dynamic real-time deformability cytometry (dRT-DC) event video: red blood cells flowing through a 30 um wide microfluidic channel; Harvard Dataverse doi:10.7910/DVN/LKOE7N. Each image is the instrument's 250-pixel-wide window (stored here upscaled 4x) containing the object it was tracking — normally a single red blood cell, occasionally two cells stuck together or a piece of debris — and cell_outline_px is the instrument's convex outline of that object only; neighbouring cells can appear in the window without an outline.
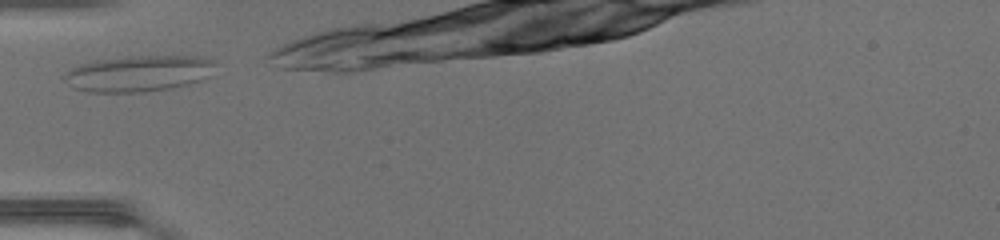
{"species": "common noctule bat (a hibernating species)", "species_latin": "Nyctalus noctula", "temperature_condition": "warm", "stored_images_in_passage": 20, "camera_frame_rate_fps": 3000, "um_per_image_px": 0.085, "animal": {"sex": "female", "body_mass_g": 17.0, "forearm_length_mm": 48.0}, "frame": {"image": 1, "passage_image": 1, "time_ms": 0.0, "image_size_px": [1000, 240], "cell_outline_px": [[216, 60], [200, 80], [188, 84], [168, 88], [140, 92], [88, 92], [76, 88], [68, 84], [64, 80], [64, 76], [72, 68], [80, 64], [96, 60], [132, 56], [200, 56]], "centroid_in_image_um": [11.71, 6.24], "position_along_channel_um": 73.3, "area_um2": 31.1}}